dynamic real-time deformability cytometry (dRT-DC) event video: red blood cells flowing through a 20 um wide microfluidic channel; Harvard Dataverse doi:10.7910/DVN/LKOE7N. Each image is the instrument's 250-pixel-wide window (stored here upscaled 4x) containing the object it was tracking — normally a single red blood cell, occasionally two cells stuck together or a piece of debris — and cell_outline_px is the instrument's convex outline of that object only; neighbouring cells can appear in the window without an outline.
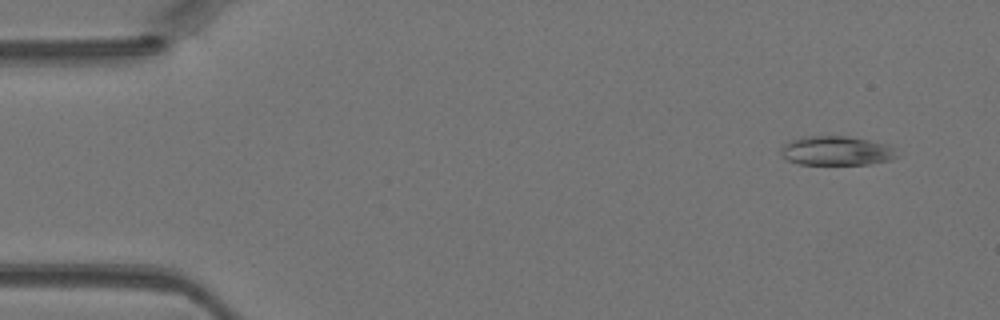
{"species": "Egyptian fruit bat (a non-hibernating species)", "species_latin": "Rousettus aegyptiacus", "temperature_condition": "warm", "stored_images_in_passage": 42, "camera_frame_rate_fps": 3000, "um_per_image_px": 0.085, "animal": {"sex": "female"}, "frame": {"image": 1, "passage_image": 1, "time_ms": 0.0, "image_size_px": [1000, 320], "cell_outline_px": [[900, 156], [892, 160], [868, 164], [800, 164], [788, 160], [780, 156], [780, 148], [784, 144], [792, 140], [804, 136], [848, 136], [868, 140], [884, 144], [896, 148]], "centroid_in_image_um": [71.12, 12.82], "position_along_channel_um": 13.9, "area_um2": 19.94}}
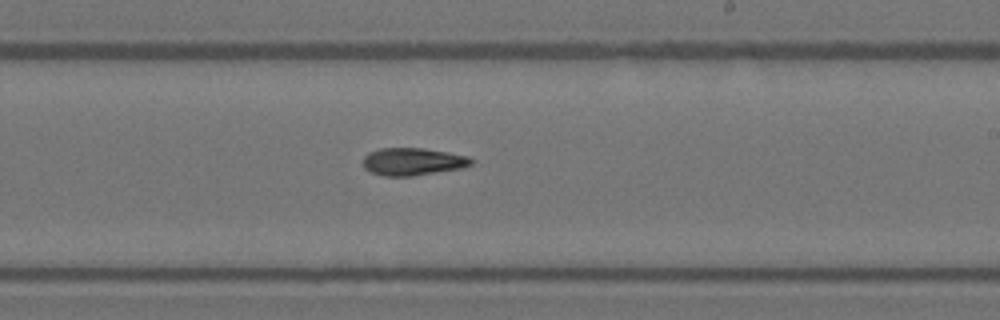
{"frame": {"image": 2, "passage_image": 24, "time_ms": 7.667, "image_size_px": [1000, 320], "cell_outline_px": [[476, 160], [472, 164], [460, 168], [412, 176], [384, 176], [372, 172], [364, 168], [364, 156], [368, 152], [380, 148], [424, 148], [448, 152], [468, 156]], "centroid_in_image_um": [35.1, 13.73], "position_along_channel_um": 253.9, "area_um2": 17.34}}
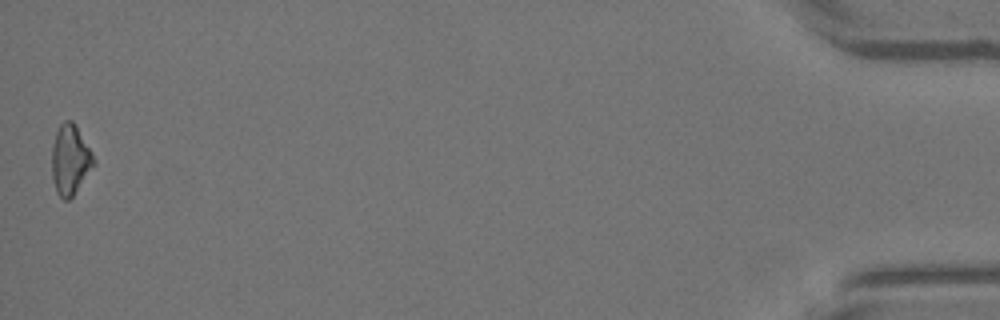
{"frame": {"image": 3, "passage_image": 42, "time_ms": 13.667, "image_size_px": [1000, 320], "cell_outline_px": [[96, 164], [72, 196], [68, 200], [64, 200], [56, 192], [52, 180], [52, 144], [56, 132], [60, 124], [64, 120], [72, 120], [88, 148]], "centroid_in_image_um": [5.93, 13.6], "position_along_channel_um": 429.3, "area_um2": 16.76}}